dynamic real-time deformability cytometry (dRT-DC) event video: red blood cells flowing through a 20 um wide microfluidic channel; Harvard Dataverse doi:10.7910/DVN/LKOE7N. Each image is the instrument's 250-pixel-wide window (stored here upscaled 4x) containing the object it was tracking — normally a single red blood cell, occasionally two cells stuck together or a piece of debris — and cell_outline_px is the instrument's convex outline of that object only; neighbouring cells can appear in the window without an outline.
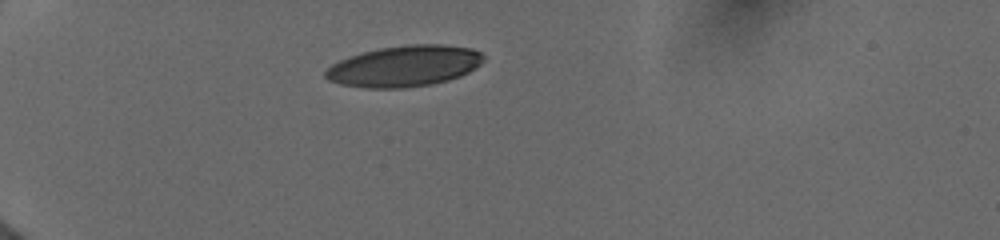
{"species": "human", "species_latin": "Homo sapiens", "temperature_condition": "cold", "stored_images_in_passage": 33, "camera_frame_rate_fps": 3000, "um_per_image_px": 0.085, "donor": {"sex": "female"}, "frame": {"image": 1, "passage_image": 1, "time_ms": 0.0, "image_size_px": [1000, 240], "cell_outline_px": [[484, 60], [476, 68], [460, 76], [448, 80], [432, 84], [404, 88], [368, 88], [340, 84], [328, 80], [324, 76], [324, 72], [332, 64], [348, 56], [380, 48], [408, 44], [440, 44], [472, 48], [480, 52], [484, 56]], "centroid_in_image_um": [34.37, 5.62], "position_along_channel_um": 50.6, "area_um2": 37.86}}
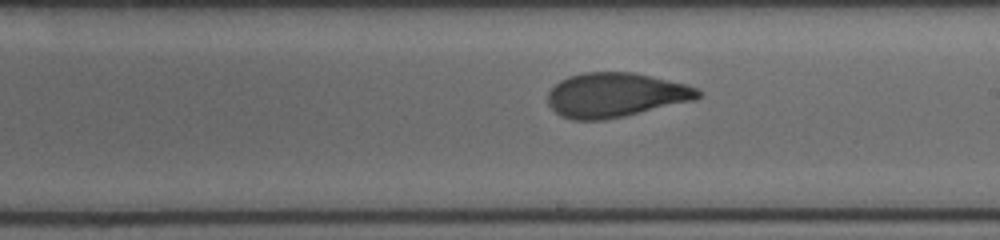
{"frame": {"image": 2, "passage_image": 19, "time_ms": 5.667, "image_size_px": [1000, 240], "cell_outline_px": [[704, 92], [696, 100], [624, 116], [604, 120], [572, 120], [560, 116], [548, 104], [548, 92], [560, 80], [568, 76], [584, 72], [632, 72], [688, 84]], "centroid_in_image_um": [52.34, 8.07], "position_along_channel_um": 236.7, "area_um2": 39.07}}
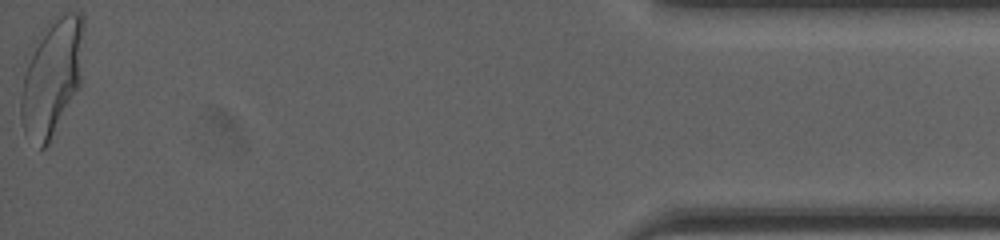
{"frame": {"image": 3, "passage_image": 33, "time_ms": 12.333, "image_size_px": [1000, 240], "cell_outline_px": [[84, 32], [80, 88], [48, 144], [44, 148], [40, 148], [24, 132], [20, 120], [20, 96], [24, 76], [32, 44], [48, 20], [52, 16], [64, 12], [80, 12], [84, 20]], "centroid_in_image_um": [4.42, 6.48], "position_along_channel_um": 430.8, "area_um2": 43.64}, "authors_computed_cell_mechanics": {"area_um2": 39.0728, "velocity_mm_per_s": 3.9589, "shape_relaxation_time_tau1_ms": 4.5748, "shape_relaxation_time_tau2_ms": 1.1669, "deformation_change_tau1": 0.1936, "deformation_change_tau2": 0.0736}}